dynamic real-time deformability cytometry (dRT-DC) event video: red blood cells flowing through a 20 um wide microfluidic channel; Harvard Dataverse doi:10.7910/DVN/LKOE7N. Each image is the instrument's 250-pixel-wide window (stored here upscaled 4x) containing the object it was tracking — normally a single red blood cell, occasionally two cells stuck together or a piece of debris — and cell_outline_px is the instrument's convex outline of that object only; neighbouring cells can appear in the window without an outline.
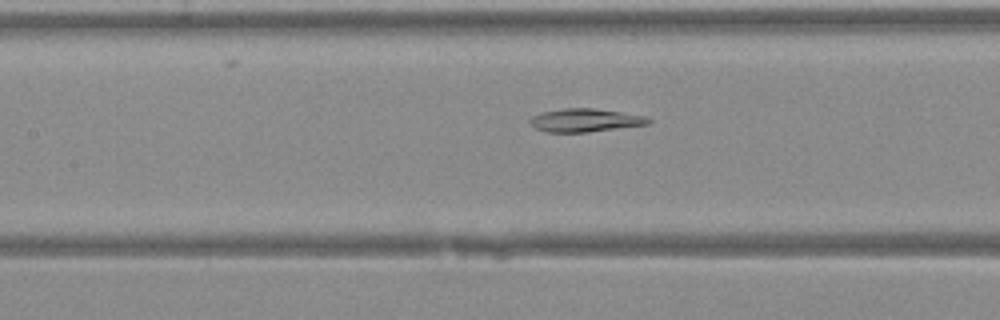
{"species": "Egyptian fruit bat (a non-hibernating species)", "species_latin": "Rousettus aegyptiacus", "temperature_condition": "warm", "stored_images_in_passage": 24, "camera_frame_rate_fps": 3000, "um_per_image_px": 0.085, "animal": {"sex": "female"}, "frame": {"image": 1, "passage_image": 7, "time_ms": 2.0, "image_size_px": [1000, 320], "cell_outline_px": [[652, 120], [648, 124], [588, 132], [544, 132], [536, 128], [528, 120], [532, 116], [544, 112], [564, 108], [592, 108], [620, 112], [644, 116]], "centroid_in_image_um": [49.71, 10.22], "position_along_channel_um": 157.7, "area_um2": 15.78}}
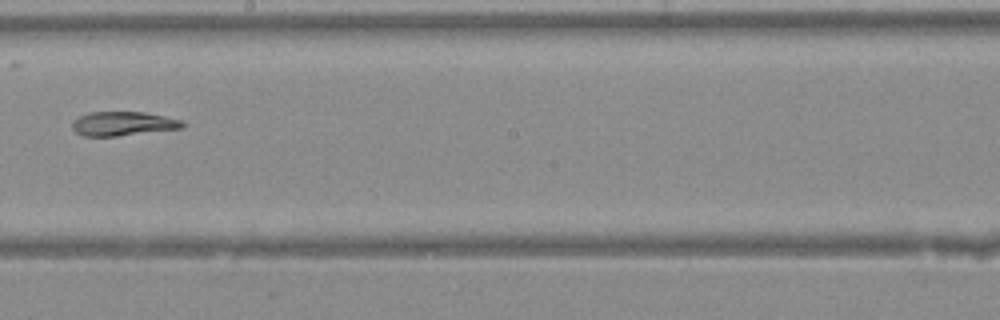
{"frame": {"image": 2, "passage_image": 12, "time_ms": 3.667, "image_size_px": [1000, 320], "cell_outline_px": [[184, 128], [116, 136], [84, 136], [76, 132], [72, 128], [72, 120], [80, 116], [92, 112], [144, 112], [184, 120]], "centroid_in_image_um": [10.47, 10.51], "position_along_channel_um": 237.7, "area_um2": 15.49}}
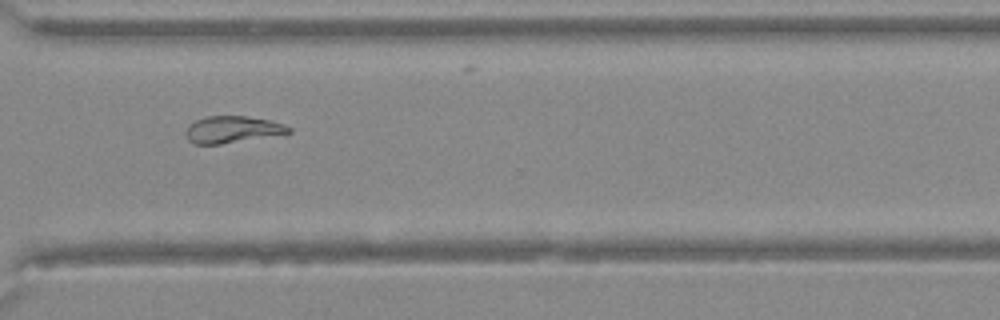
{"frame": {"image": 3, "passage_image": 19, "time_ms": 6.0, "image_size_px": [1000, 320], "cell_outline_px": [[292, 132], [220, 144], [192, 144], [184, 136], [184, 132], [188, 124], [196, 120], [208, 116], [248, 116], [268, 120], [284, 124], [292, 128]], "centroid_in_image_um": [19.68, 11.0], "position_along_channel_um": 350.9, "area_um2": 16.07}}